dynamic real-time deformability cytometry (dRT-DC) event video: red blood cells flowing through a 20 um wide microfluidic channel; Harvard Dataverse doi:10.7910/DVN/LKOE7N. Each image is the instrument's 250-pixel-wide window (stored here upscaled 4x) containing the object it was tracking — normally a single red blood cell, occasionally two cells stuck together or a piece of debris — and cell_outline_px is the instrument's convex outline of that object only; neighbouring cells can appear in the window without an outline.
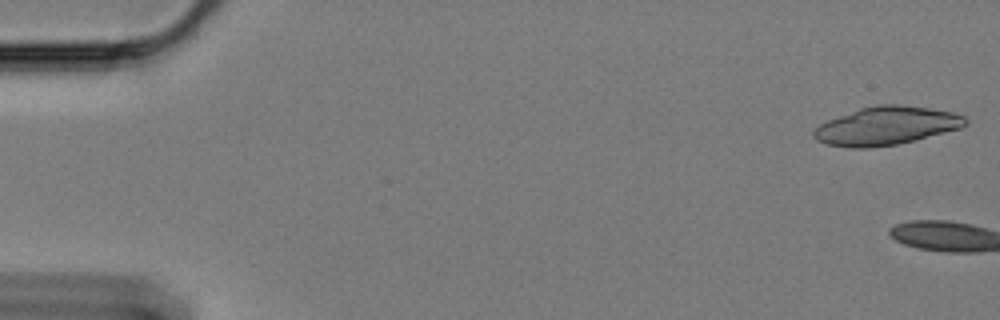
{"species": "Egyptian fruit bat (a non-hibernating species)", "species_latin": "Rousettus aegyptiacus", "temperature_condition": "cold", "stored_images_in_passage": 3, "camera_frame_rate_fps": 3000, "um_per_image_px": 0.085, "animal": {"sex": "female"}, "frame": {"image": 1, "passage_image": 1, "time_ms": 0.0, "image_size_px": [1000, 320], "cell_outline_px": [[968, 124], [960, 128], [896, 144], [868, 148], [852, 148], [828, 144], [816, 140], [812, 136], [812, 132], [820, 124], [828, 120], [860, 108], [876, 104], [900, 104], [928, 108], [952, 112], [964, 116], [968, 120]], "centroid_in_image_um": [75.32, 10.69], "position_along_channel_um": 9.7, "area_um2": 33.52}}